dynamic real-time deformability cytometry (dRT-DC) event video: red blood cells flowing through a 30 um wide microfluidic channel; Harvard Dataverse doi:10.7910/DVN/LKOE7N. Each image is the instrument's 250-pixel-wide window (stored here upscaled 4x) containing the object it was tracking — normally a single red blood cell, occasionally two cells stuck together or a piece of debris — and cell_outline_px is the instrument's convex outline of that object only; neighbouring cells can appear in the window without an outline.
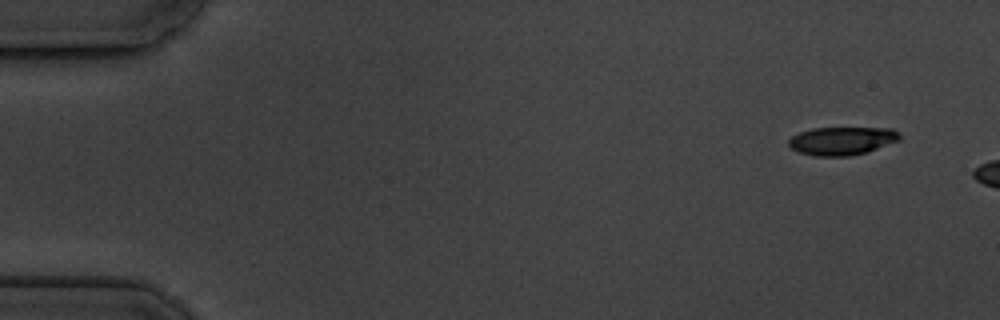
{"species": "common noctule bat (a hibernating species)", "species_latin": "Nyctalus noctula", "temperature_condition": "cold", "stored_images_in_passage": 3, "camera_frame_rate_fps": 3000, "um_per_image_px": 0.085, "animal": {"sex": "male", "body_mass_g": 19.5, "forearm_length_mm": 54.6}, "frame": {"image": 1, "passage_image": 1, "time_ms": 0.0, "image_size_px": [1000, 320], "cell_outline_px": [[900, 140], [864, 152], [848, 156], [816, 156], [800, 152], [792, 148], [788, 144], [788, 140], [792, 136], [800, 132], [812, 128], [892, 128], [900, 132]], "centroid_in_image_um": [71.57, 11.96], "position_along_channel_um": 13.4, "area_um2": 18.03}}